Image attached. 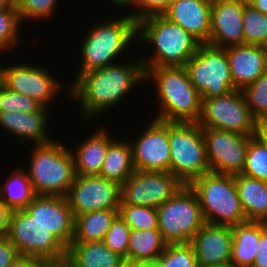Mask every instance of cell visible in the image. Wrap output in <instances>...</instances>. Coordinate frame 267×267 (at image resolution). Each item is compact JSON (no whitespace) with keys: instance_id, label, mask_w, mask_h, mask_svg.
Instances as JSON below:
<instances>
[{"instance_id":"2e32d148","label":"cell","mask_w":267,"mask_h":267,"mask_svg":"<svg viewBox=\"0 0 267 267\" xmlns=\"http://www.w3.org/2000/svg\"><path fill=\"white\" fill-rule=\"evenodd\" d=\"M140 135L130 142L135 170L170 172L168 122L154 119Z\"/></svg>"},{"instance_id":"11a10c76","label":"cell","mask_w":267,"mask_h":267,"mask_svg":"<svg viewBox=\"0 0 267 267\" xmlns=\"http://www.w3.org/2000/svg\"><path fill=\"white\" fill-rule=\"evenodd\" d=\"M261 46H262L263 51L265 52V54L267 56V39L265 40V42Z\"/></svg>"},{"instance_id":"7c38bea8","label":"cell","mask_w":267,"mask_h":267,"mask_svg":"<svg viewBox=\"0 0 267 267\" xmlns=\"http://www.w3.org/2000/svg\"><path fill=\"white\" fill-rule=\"evenodd\" d=\"M182 185L171 172L135 170L121 185L120 204L157 208Z\"/></svg>"},{"instance_id":"83f0119b","label":"cell","mask_w":267,"mask_h":267,"mask_svg":"<svg viewBox=\"0 0 267 267\" xmlns=\"http://www.w3.org/2000/svg\"><path fill=\"white\" fill-rule=\"evenodd\" d=\"M113 140L107 149L100 175L120 186L135 171L130 142Z\"/></svg>"},{"instance_id":"d590c367","label":"cell","mask_w":267,"mask_h":267,"mask_svg":"<svg viewBox=\"0 0 267 267\" xmlns=\"http://www.w3.org/2000/svg\"><path fill=\"white\" fill-rule=\"evenodd\" d=\"M157 261L161 267H199L190 243L167 244Z\"/></svg>"},{"instance_id":"d6986e66","label":"cell","mask_w":267,"mask_h":267,"mask_svg":"<svg viewBox=\"0 0 267 267\" xmlns=\"http://www.w3.org/2000/svg\"><path fill=\"white\" fill-rule=\"evenodd\" d=\"M232 226L205 223L193 236V246L198 266L231 262Z\"/></svg>"},{"instance_id":"5bb4252c","label":"cell","mask_w":267,"mask_h":267,"mask_svg":"<svg viewBox=\"0 0 267 267\" xmlns=\"http://www.w3.org/2000/svg\"><path fill=\"white\" fill-rule=\"evenodd\" d=\"M202 134L210 171L227 175L241 174L252 136L212 128H202Z\"/></svg>"},{"instance_id":"e575fe53","label":"cell","mask_w":267,"mask_h":267,"mask_svg":"<svg viewBox=\"0 0 267 267\" xmlns=\"http://www.w3.org/2000/svg\"><path fill=\"white\" fill-rule=\"evenodd\" d=\"M22 25L15 2L0 11V51H8L18 44Z\"/></svg>"},{"instance_id":"681fc988","label":"cell","mask_w":267,"mask_h":267,"mask_svg":"<svg viewBox=\"0 0 267 267\" xmlns=\"http://www.w3.org/2000/svg\"><path fill=\"white\" fill-rule=\"evenodd\" d=\"M134 0H112V3L116 4L119 7H128L132 6Z\"/></svg>"},{"instance_id":"603a6c76","label":"cell","mask_w":267,"mask_h":267,"mask_svg":"<svg viewBox=\"0 0 267 267\" xmlns=\"http://www.w3.org/2000/svg\"><path fill=\"white\" fill-rule=\"evenodd\" d=\"M107 132L103 128L98 129L72 152L76 175H100L107 149L113 141Z\"/></svg>"},{"instance_id":"9f6ffc18","label":"cell","mask_w":267,"mask_h":267,"mask_svg":"<svg viewBox=\"0 0 267 267\" xmlns=\"http://www.w3.org/2000/svg\"><path fill=\"white\" fill-rule=\"evenodd\" d=\"M175 1H177V0H167V9H168L169 5H170L171 3H173V2H175Z\"/></svg>"},{"instance_id":"ee69618b","label":"cell","mask_w":267,"mask_h":267,"mask_svg":"<svg viewBox=\"0 0 267 267\" xmlns=\"http://www.w3.org/2000/svg\"><path fill=\"white\" fill-rule=\"evenodd\" d=\"M11 213L12 211L0 202V236H6L8 232Z\"/></svg>"},{"instance_id":"e0dca14e","label":"cell","mask_w":267,"mask_h":267,"mask_svg":"<svg viewBox=\"0 0 267 267\" xmlns=\"http://www.w3.org/2000/svg\"><path fill=\"white\" fill-rule=\"evenodd\" d=\"M25 210L69 247L74 234V216L65 196L36 195Z\"/></svg>"},{"instance_id":"ac0fdd59","label":"cell","mask_w":267,"mask_h":267,"mask_svg":"<svg viewBox=\"0 0 267 267\" xmlns=\"http://www.w3.org/2000/svg\"><path fill=\"white\" fill-rule=\"evenodd\" d=\"M244 0H212L208 44L227 48L244 44Z\"/></svg>"},{"instance_id":"ab89813d","label":"cell","mask_w":267,"mask_h":267,"mask_svg":"<svg viewBox=\"0 0 267 267\" xmlns=\"http://www.w3.org/2000/svg\"><path fill=\"white\" fill-rule=\"evenodd\" d=\"M133 5L138 9L130 15L137 22L150 16L163 15L167 11V0H134Z\"/></svg>"},{"instance_id":"7bdbcfd3","label":"cell","mask_w":267,"mask_h":267,"mask_svg":"<svg viewBox=\"0 0 267 267\" xmlns=\"http://www.w3.org/2000/svg\"><path fill=\"white\" fill-rule=\"evenodd\" d=\"M50 261L28 255H19L11 267H45Z\"/></svg>"},{"instance_id":"4316f807","label":"cell","mask_w":267,"mask_h":267,"mask_svg":"<svg viewBox=\"0 0 267 267\" xmlns=\"http://www.w3.org/2000/svg\"><path fill=\"white\" fill-rule=\"evenodd\" d=\"M117 216L118 209H104L74 217L72 242L103 241Z\"/></svg>"},{"instance_id":"5b68a950","label":"cell","mask_w":267,"mask_h":267,"mask_svg":"<svg viewBox=\"0 0 267 267\" xmlns=\"http://www.w3.org/2000/svg\"><path fill=\"white\" fill-rule=\"evenodd\" d=\"M189 186L196 193L205 223L233 226L248 221L234 175L209 171Z\"/></svg>"},{"instance_id":"8d00e7d4","label":"cell","mask_w":267,"mask_h":267,"mask_svg":"<svg viewBox=\"0 0 267 267\" xmlns=\"http://www.w3.org/2000/svg\"><path fill=\"white\" fill-rule=\"evenodd\" d=\"M42 107L36 100L12 91L0 82V113H31L39 111Z\"/></svg>"},{"instance_id":"60d3db41","label":"cell","mask_w":267,"mask_h":267,"mask_svg":"<svg viewBox=\"0 0 267 267\" xmlns=\"http://www.w3.org/2000/svg\"><path fill=\"white\" fill-rule=\"evenodd\" d=\"M19 255L16 246L6 236H0V267H11Z\"/></svg>"},{"instance_id":"3957f363","label":"cell","mask_w":267,"mask_h":267,"mask_svg":"<svg viewBox=\"0 0 267 267\" xmlns=\"http://www.w3.org/2000/svg\"><path fill=\"white\" fill-rule=\"evenodd\" d=\"M145 81L152 79L160 101L154 119L167 122H199L202 100L185 67L144 68Z\"/></svg>"},{"instance_id":"cb8c5ba5","label":"cell","mask_w":267,"mask_h":267,"mask_svg":"<svg viewBox=\"0 0 267 267\" xmlns=\"http://www.w3.org/2000/svg\"><path fill=\"white\" fill-rule=\"evenodd\" d=\"M266 222L246 221L232 226L231 262L237 267H252L258 251L262 232Z\"/></svg>"},{"instance_id":"30bf717a","label":"cell","mask_w":267,"mask_h":267,"mask_svg":"<svg viewBox=\"0 0 267 267\" xmlns=\"http://www.w3.org/2000/svg\"><path fill=\"white\" fill-rule=\"evenodd\" d=\"M201 100L202 114L198 123L202 128L255 135L259 122L250 112L241 89H234L220 97Z\"/></svg>"},{"instance_id":"52a82bcc","label":"cell","mask_w":267,"mask_h":267,"mask_svg":"<svg viewBox=\"0 0 267 267\" xmlns=\"http://www.w3.org/2000/svg\"><path fill=\"white\" fill-rule=\"evenodd\" d=\"M170 172L183 184L210 171L202 127L197 122H168Z\"/></svg>"},{"instance_id":"ffe728a7","label":"cell","mask_w":267,"mask_h":267,"mask_svg":"<svg viewBox=\"0 0 267 267\" xmlns=\"http://www.w3.org/2000/svg\"><path fill=\"white\" fill-rule=\"evenodd\" d=\"M212 0H177L163 14L179 24L201 44H208L211 30Z\"/></svg>"},{"instance_id":"7a4b0ae2","label":"cell","mask_w":267,"mask_h":267,"mask_svg":"<svg viewBox=\"0 0 267 267\" xmlns=\"http://www.w3.org/2000/svg\"><path fill=\"white\" fill-rule=\"evenodd\" d=\"M137 43H151L154 54L142 59L144 68L184 67L201 43L179 24L164 15H154L137 22Z\"/></svg>"},{"instance_id":"f35d334b","label":"cell","mask_w":267,"mask_h":267,"mask_svg":"<svg viewBox=\"0 0 267 267\" xmlns=\"http://www.w3.org/2000/svg\"><path fill=\"white\" fill-rule=\"evenodd\" d=\"M57 0H15L21 22L25 19H42L50 17L55 11ZM24 19V20H23Z\"/></svg>"},{"instance_id":"6da1fadb","label":"cell","mask_w":267,"mask_h":267,"mask_svg":"<svg viewBox=\"0 0 267 267\" xmlns=\"http://www.w3.org/2000/svg\"><path fill=\"white\" fill-rule=\"evenodd\" d=\"M145 80L141 60L120 63L82 73L69 86L72 101L80 102L83 116L94 118L122 102L132 88Z\"/></svg>"},{"instance_id":"7dc6e473","label":"cell","mask_w":267,"mask_h":267,"mask_svg":"<svg viewBox=\"0 0 267 267\" xmlns=\"http://www.w3.org/2000/svg\"><path fill=\"white\" fill-rule=\"evenodd\" d=\"M135 267H161L157 260H136Z\"/></svg>"},{"instance_id":"74e56055","label":"cell","mask_w":267,"mask_h":267,"mask_svg":"<svg viewBox=\"0 0 267 267\" xmlns=\"http://www.w3.org/2000/svg\"><path fill=\"white\" fill-rule=\"evenodd\" d=\"M130 231V227L118 215L112 222L103 242L111 251L118 253L123 258H126Z\"/></svg>"},{"instance_id":"4dcf8cb0","label":"cell","mask_w":267,"mask_h":267,"mask_svg":"<svg viewBox=\"0 0 267 267\" xmlns=\"http://www.w3.org/2000/svg\"><path fill=\"white\" fill-rule=\"evenodd\" d=\"M244 44L261 46L267 39V15L244 0L243 12Z\"/></svg>"},{"instance_id":"277c9868","label":"cell","mask_w":267,"mask_h":267,"mask_svg":"<svg viewBox=\"0 0 267 267\" xmlns=\"http://www.w3.org/2000/svg\"><path fill=\"white\" fill-rule=\"evenodd\" d=\"M133 40L137 41V21L130 14L93 24L80 48L82 65L77 75L114 64Z\"/></svg>"},{"instance_id":"f5cc1de1","label":"cell","mask_w":267,"mask_h":267,"mask_svg":"<svg viewBox=\"0 0 267 267\" xmlns=\"http://www.w3.org/2000/svg\"><path fill=\"white\" fill-rule=\"evenodd\" d=\"M119 267H135V261L125 260L120 264Z\"/></svg>"},{"instance_id":"d6a6232c","label":"cell","mask_w":267,"mask_h":267,"mask_svg":"<svg viewBox=\"0 0 267 267\" xmlns=\"http://www.w3.org/2000/svg\"><path fill=\"white\" fill-rule=\"evenodd\" d=\"M247 106L260 123L267 121V72L242 89Z\"/></svg>"},{"instance_id":"836d02e7","label":"cell","mask_w":267,"mask_h":267,"mask_svg":"<svg viewBox=\"0 0 267 267\" xmlns=\"http://www.w3.org/2000/svg\"><path fill=\"white\" fill-rule=\"evenodd\" d=\"M241 174L267 182V149L255 136L250 138Z\"/></svg>"},{"instance_id":"44dd1931","label":"cell","mask_w":267,"mask_h":267,"mask_svg":"<svg viewBox=\"0 0 267 267\" xmlns=\"http://www.w3.org/2000/svg\"><path fill=\"white\" fill-rule=\"evenodd\" d=\"M234 86L243 89L267 72V56L262 46L241 44L224 48Z\"/></svg>"},{"instance_id":"9a60e30c","label":"cell","mask_w":267,"mask_h":267,"mask_svg":"<svg viewBox=\"0 0 267 267\" xmlns=\"http://www.w3.org/2000/svg\"><path fill=\"white\" fill-rule=\"evenodd\" d=\"M0 82L8 89L36 100L45 108L61 90L60 82L48 70L24 63L0 67Z\"/></svg>"},{"instance_id":"7402d4cb","label":"cell","mask_w":267,"mask_h":267,"mask_svg":"<svg viewBox=\"0 0 267 267\" xmlns=\"http://www.w3.org/2000/svg\"><path fill=\"white\" fill-rule=\"evenodd\" d=\"M47 108L42 107L37 112L0 113V126L8 132L15 134L20 140H32L34 145L50 143L54 139L47 134L46 125L48 120Z\"/></svg>"},{"instance_id":"484cf974","label":"cell","mask_w":267,"mask_h":267,"mask_svg":"<svg viewBox=\"0 0 267 267\" xmlns=\"http://www.w3.org/2000/svg\"><path fill=\"white\" fill-rule=\"evenodd\" d=\"M67 256L79 267H119L125 259L103 241L71 242Z\"/></svg>"},{"instance_id":"f6af8a7d","label":"cell","mask_w":267,"mask_h":267,"mask_svg":"<svg viewBox=\"0 0 267 267\" xmlns=\"http://www.w3.org/2000/svg\"><path fill=\"white\" fill-rule=\"evenodd\" d=\"M267 149V123L260 122L254 135Z\"/></svg>"},{"instance_id":"f1b7e54d","label":"cell","mask_w":267,"mask_h":267,"mask_svg":"<svg viewBox=\"0 0 267 267\" xmlns=\"http://www.w3.org/2000/svg\"><path fill=\"white\" fill-rule=\"evenodd\" d=\"M26 172L19 167L12 171L5 184L0 185V202L11 211L24 210L36 196Z\"/></svg>"},{"instance_id":"1f68e13d","label":"cell","mask_w":267,"mask_h":267,"mask_svg":"<svg viewBox=\"0 0 267 267\" xmlns=\"http://www.w3.org/2000/svg\"><path fill=\"white\" fill-rule=\"evenodd\" d=\"M118 215L132 230L158 229L157 208L120 204Z\"/></svg>"},{"instance_id":"f546056e","label":"cell","mask_w":267,"mask_h":267,"mask_svg":"<svg viewBox=\"0 0 267 267\" xmlns=\"http://www.w3.org/2000/svg\"><path fill=\"white\" fill-rule=\"evenodd\" d=\"M159 229L130 231L125 260H157L167 246Z\"/></svg>"},{"instance_id":"c3c4849f","label":"cell","mask_w":267,"mask_h":267,"mask_svg":"<svg viewBox=\"0 0 267 267\" xmlns=\"http://www.w3.org/2000/svg\"><path fill=\"white\" fill-rule=\"evenodd\" d=\"M60 267H79L75 262H73L67 255L54 260Z\"/></svg>"},{"instance_id":"d4e9b609","label":"cell","mask_w":267,"mask_h":267,"mask_svg":"<svg viewBox=\"0 0 267 267\" xmlns=\"http://www.w3.org/2000/svg\"><path fill=\"white\" fill-rule=\"evenodd\" d=\"M234 178L246 219L267 223V182L243 174Z\"/></svg>"},{"instance_id":"8992f818","label":"cell","mask_w":267,"mask_h":267,"mask_svg":"<svg viewBox=\"0 0 267 267\" xmlns=\"http://www.w3.org/2000/svg\"><path fill=\"white\" fill-rule=\"evenodd\" d=\"M34 146L27 172L34 192L66 196L76 176L72 151L56 140Z\"/></svg>"},{"instance_id":"816d5d0a","label":"cell","mask_w":267,"mask_h":267,"mask_svg":"<svg viewBox=\"0 0 267 267\" xmlns=\"http://www.w3.org/2000/svg\"><path fill=\"white\" fill-rule=\"evenodd\" d=\"M199 267H237L233 262H228L224 264H214V265H206V266H199Z\"/></svg>"},{"instance_id":"bcb514c9","label":"cell","mask_w":267,"mask_h":267,"mask_svg":"<svg viewBox=\"0 0 267 267\" xmlns=\"http://www.w3.org/2000/svg\"><path fill=\"white\" fill-rule=\"evenodd\" d=\"M255 9L267 15V0H247Z\"/></svg>"},{"instance_id":"8fae6325","label":"cell","mask_w":267,"mask_h":267,"mask_svg":"<svg viewBox=\"0 0 267 267\" xmlns=\"http://www.w3.org/2000/svg\"><path fill=\"white\" fill-rule=\"evenodd\" d=\"M6 237L20 255L57 260L67 255V248L25 209L12 211Z\"/></svg>"},{"instance_id":"4fadbf2b","label":"cell","mask_w":267,"mask_h":267,"mask_svg":"<svg viewBox=\"0 0 267 267\" xmlns=\"http://www.w3.org/2000/svg\"><path fill=\"white\" fill-rule=\"evenodd\" d=\"M121 186L99 175H76L65 196L74 217L95 210L119 209Z\"/></svg>"},{"instance_id":"f907efd6","label":"cell","mask_w":267,"mask_h":267,"mask_svg":"<svg viewBox=\"0 0 267 267\" xmlns=\"http://www.w3.org/2000/svg\"><path fill=\"white\" fill-rule=\"evenodd\" d=\"M15 0H0V11L8 9Z\"/></svg>"},{"instance_id":"db71d44e","label":"cell","mask_w":267,"mask_h":267,"mask_svg":"<svg viewBox=\"0 0 267 267\" xmlns=\"http://www.w3.org/2000/svg\"><path fill=\"white\" fill-rule=\"evenodd\" d=\"M45 267H60L55 261H50Z\"/></svg>"},{"instance_id":"b9f144b4","label":"cell","mask_w":267,"mask_h":267,"mask_svg":"<svg viewBox=\"0 0 267 267\" xmlns=\"http://www.w3.org/2000/svg\"><path fill=\"white\" fill-rule=\"evenodd\" d=\"M252 267H267V228L262 232Z\"/></svg>"},{"instance_id":"9c48e42d","label":"cell","mask_w":267,"mask_h":267,"mask_svg":"<svg viewBox=\"0 0 267 267\" xmlns=\"http://www.w3.org/2000/svg\"><path fill=\"white\" fill-rule=\"evenodd\" d=\"M184 67L201 99L220 97L237 89L224 48L201 44Z\"/></svg>"},{"instance_id":"ba28073f","label":"cell","mask_w":267,"mask_h":267,"mask_svg":"<svg viewBox=\"0 0 267 267\" xmlns=\"http://www.w3.org/2000/svg\"><path fill=\"white\" fill-rule=\"evenodd\" d=\"M158 229L168 244L190 243L205 224L196 193L189 185L157 207Z\"/></svg>"}]
</instances>
